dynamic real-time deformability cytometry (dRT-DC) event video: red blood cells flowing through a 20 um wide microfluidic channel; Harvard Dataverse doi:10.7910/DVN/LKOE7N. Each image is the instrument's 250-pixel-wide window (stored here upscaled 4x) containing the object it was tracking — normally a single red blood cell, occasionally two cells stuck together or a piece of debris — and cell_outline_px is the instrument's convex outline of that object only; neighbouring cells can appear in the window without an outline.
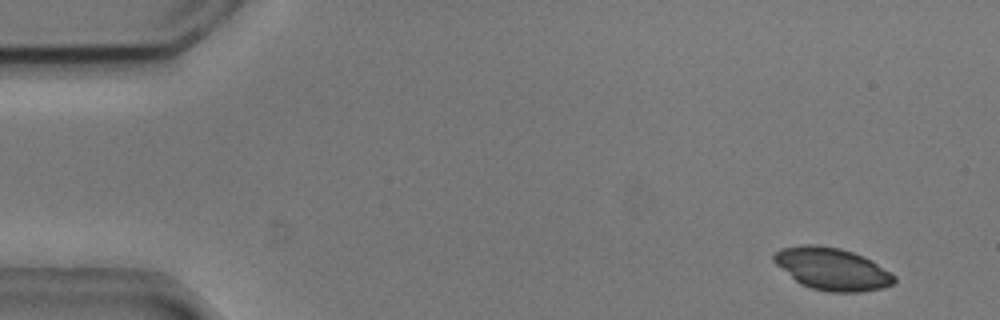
{"species": "common noctule bat (a hibernating species)", "species_latin": "Nyctalus noctula", "temperature_condition": "cold", "stored_images_in_passage": 54, "camera_frame_rate_fps": 3000, "um_per_image_px": 0.085, "animal": {"sex": "male", "body_mass_g": 20.5, "forearm_length_mm": 52.5}, "frame": {"image": 1, "passage_image": 4, "time_ms": 1.0, "image_size_px": [1000, 320], "cell_outline_px": [[896, 280], [892, 284], [880, 288], [860, 292], [828, 292], [812, 288], [800, 284], [776, 264], [772, 260], [772, 256], [780, 248], [804, 244], [816, 244], [840, 248], [864, 256], [872, 260], [892, 272], [896, 276]], "centroid_in_image_um": [70.74, 22.85], "position_along_channel_um": 14.3, "area_um2": 29.77}}
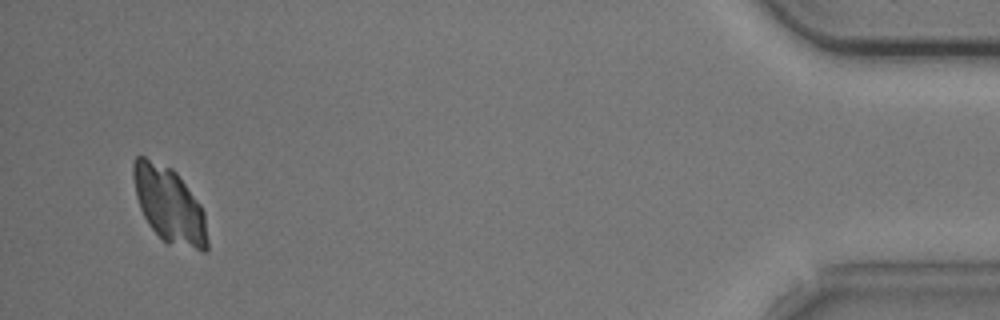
{"frame": {"image": 2, "passage_image": 52, "time_ms": 17.0, "image_size_px": [1000, 320], "cell_outline_px": [[208, 248], [204, 252], [164, 240], [148, 224], [140, 208], [136, 196], [132, 176], [132, 164], [136, 156], [144, 156], [172, 168], [176, 172], [200, 204], [204, 212], [208, 240]], "centroid_in_image_um": [14.37, 17.38], "position_along_channel_um": 420.8, "area_um2": 32.37}}